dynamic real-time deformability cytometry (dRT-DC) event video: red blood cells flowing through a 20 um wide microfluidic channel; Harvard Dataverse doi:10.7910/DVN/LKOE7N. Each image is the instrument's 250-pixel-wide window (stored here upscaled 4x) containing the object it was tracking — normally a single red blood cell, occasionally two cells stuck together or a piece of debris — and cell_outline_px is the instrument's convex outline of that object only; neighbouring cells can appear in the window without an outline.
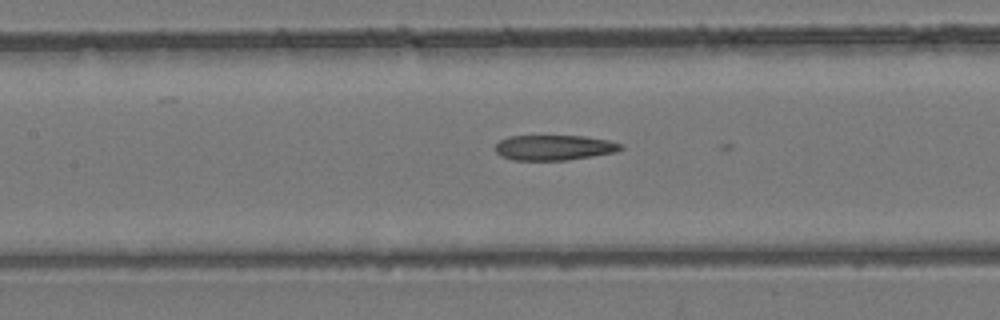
{"species": "common noctule bat (a hibernating species)", "species_latin": "Nyctalus noctula", "temperature_condition": "room temperature", "stored_images_in_passage": 24, "camera_frame_rate_fps": 3000, "um_per_image_px": 0.085, "animal": {"sex": "female", "body_mass_g": 24.6, "forearm_length_mm": 56.2}, "frame": {"image": 1, "passage_image": 23, "time_ms": 7.333, "image_size_px": [1000, 320], "cell_outline_px": [[624, 148], [616, 152], [568, 160], [512, 160], [500, 156], [496, 152], [496, 144], [500, 140], [508, 136], [584, 136], [608, 140], [624, 144]], "centroid_in_image_um": [47.12, 12.54], "position_along_channel_um": 160.3, "area_um2": 18.55}}